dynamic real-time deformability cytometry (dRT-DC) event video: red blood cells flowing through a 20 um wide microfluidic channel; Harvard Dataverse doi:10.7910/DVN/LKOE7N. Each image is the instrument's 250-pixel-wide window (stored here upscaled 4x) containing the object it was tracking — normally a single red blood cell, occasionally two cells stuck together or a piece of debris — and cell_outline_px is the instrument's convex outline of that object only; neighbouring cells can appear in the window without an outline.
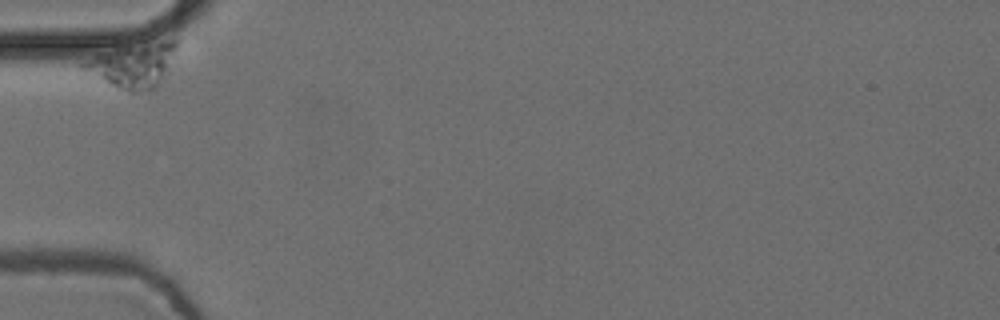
{"species": "common noctule bat (a hibernating species)", "species_latin": "Nyctalus noctula", "temperature_condition": "cold", "stored_images_in_passage": 39, "camera_frame_rate_fps": 3000, "um_per_image_px": 0.085, "animal": {"sex": "female", "body_mass_g": 24.6, "forearm_length_mm": 56.2}, "frame": {"image": 1, "passage_image": 1, "time_ms": 0.0, "image_size_px": [1000, 320], "cell_outline_px": [[180, 40], [164, 76], [160, 84], [156, 88], [140, 92], [128, 92], [116, 88], [80, 68], [80, 64], [116, 40]], "centroid_in_image_um": [11.25, 5.42], "position_along_channel_um": 73.8, "area_um2": 25.95}}
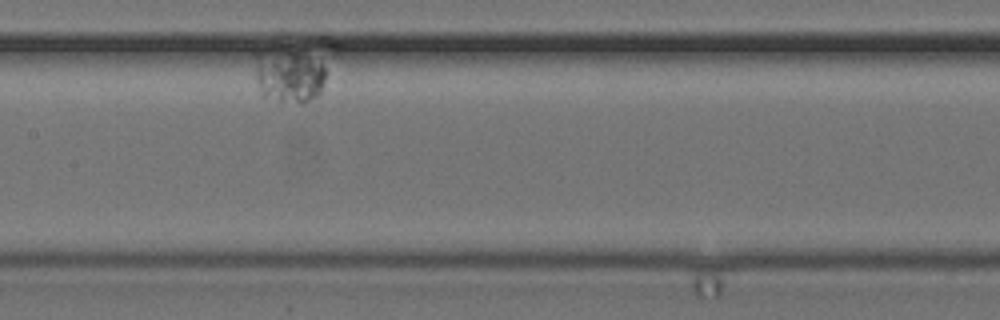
{"frame": {"image": 2, "passage_image": 17, "time_ms": 5.333, "image_size_px": [1000, 320], "cell_outline_px": [[328, 76], [320, 92], [316, 96], [300, 104], [260, 96], [256, 84], [252, 52], [300, 52], [320, 60], [324, 64], [328, 72]], "centroid_in_image_um": [24.55, 6.45], "position_along_channel_um": 182.9, "area_um2": 22.72}}
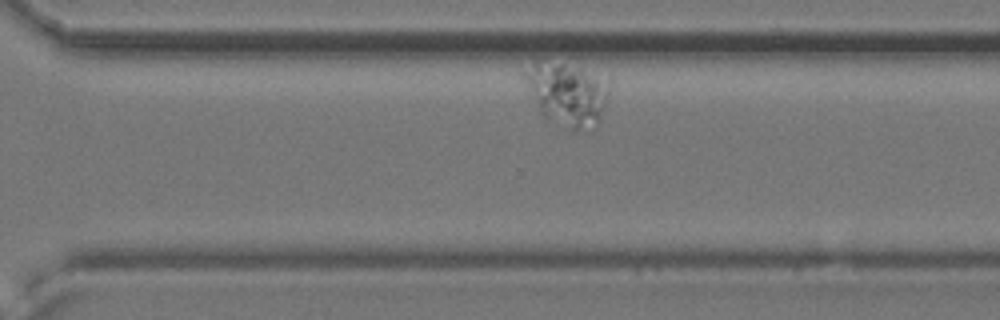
{"frame": {"image": 3, "passage_image": 34, "time_ms": 11.0, "image_size_px": [1000, 320], "cell_outline_px": [[608, 96], [600, 124], [596, 128], [576, 132], [544, 116], [540, 112], [524, 76], [536, 64], [560, 64], [580, 68], [608, 84]], "centroid_in_image_um": [48.31, 8.11], "position_along_channel_um": 322.3, "area_um2": 29.54}}